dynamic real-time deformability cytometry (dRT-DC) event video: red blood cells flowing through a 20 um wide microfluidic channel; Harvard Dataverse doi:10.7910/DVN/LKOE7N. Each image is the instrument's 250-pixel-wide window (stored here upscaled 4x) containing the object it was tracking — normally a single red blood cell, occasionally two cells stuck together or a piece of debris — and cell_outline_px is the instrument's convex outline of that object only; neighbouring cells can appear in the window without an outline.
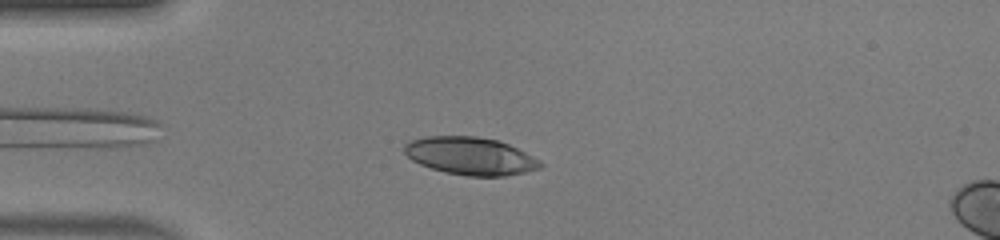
{"species": "human", "species_latin": "Homo sapiens", "temperature_condition": "warm", "stored_images_in_passage": 33, "camera_frame_rate_fps": 3000, "um_per_image_px": 0.085, "donor": {"sex": "male"}, "frame": {"image": 1, "passage_image": 4, "time_ms": 1.0, "image_size_px": [1000, 240], "cell_outline_px": [[544, 164], [540, 168], [528, 172], [504, 176], [468, 176], [444, 172], [420, 164], [412, 160], [404, 152], [404, 144], [412, 140], [428, 136], [476, 136], [496, 140], [508, 144], [540, 160]], "centroid_in_image_um": [39.99, 13.27], "position_along_channel_um": 45.0, "area_um2": 29.77}}
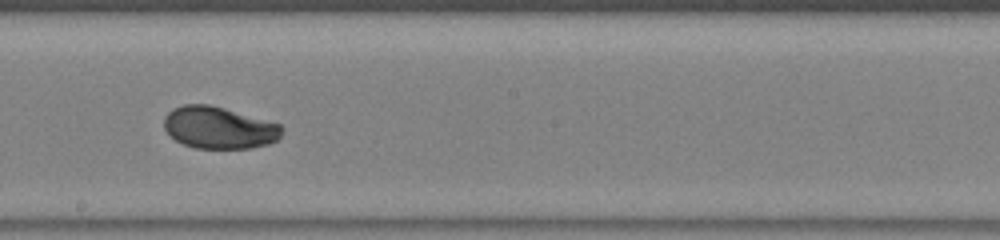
{"frame": {"image": 2, "passage_image": 19, "time_ms": 6.0, "image_size_px": [1000, 240], "cell_outline_px": [[284, 128], [280, 136], [276, 140], [268, 144], [248, 148], [196, 148], [184, 144], [176, 140], [164, 128], [164, 116], [172, 108], [184, 104], [208, 104], [224, 108], [280, 124]], "centroid_in_image_um": [18.6, 10.84], "position_along_channel_um": 229.6, "area_um2": 28.67}}
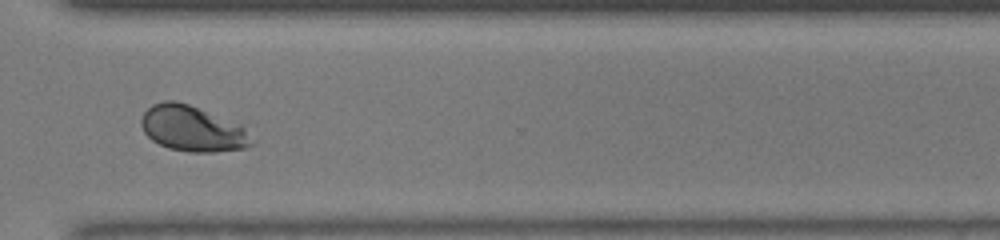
{"frame": {"image": 3, "passage_image": 28, "time_ms": 9.0, "image_size_px": [1000, 240], "cell_outline_px": [[256, 144], [248, 148], [212, 152], [192, 152], [168, 148], [152, 140], [144, 132], [140, 124], [140, 120], [144, 112], [152, 104], [164, 100], [176, 100], [188, 104], [240, 124], [244, 128]], "centroid_in_image_um": [16.36, 10.94], "position_along_channel_um": 354.2, "area_um2": 29.42}, "authors_computed_cell_mechanics": {"area_um2": 29.478, "velocity_mm_per_s": 4.153, "shape_relaxation_time_tau1_ms": 2.6674, "shape_relaxation_time_tau2_ms": 0.8659, "deformation_change_tau1": 0.1658, "deformation_change_tau2": 0.0325}}